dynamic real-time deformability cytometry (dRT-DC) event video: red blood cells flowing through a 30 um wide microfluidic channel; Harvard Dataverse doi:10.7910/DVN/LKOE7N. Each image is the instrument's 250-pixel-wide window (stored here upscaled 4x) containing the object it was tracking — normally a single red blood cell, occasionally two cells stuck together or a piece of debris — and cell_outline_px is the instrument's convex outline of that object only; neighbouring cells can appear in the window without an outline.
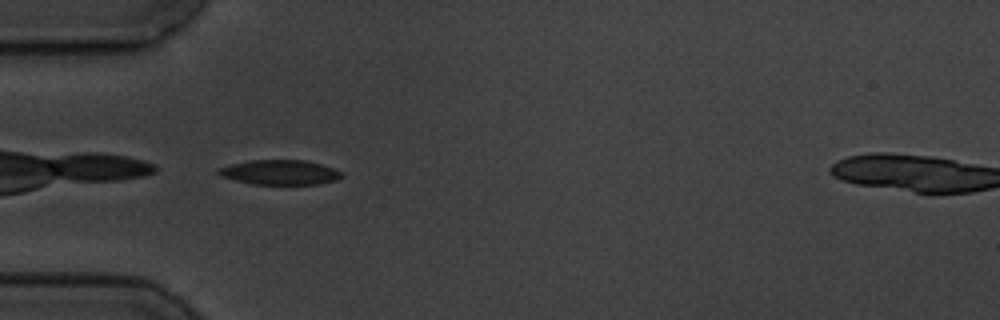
{"species": "common noctule bat (a hibernating species)", "species_latin": "Nyctalus noctula", "temperature_condition": "cold", "stored_images_in_passage": 3, "camera_frame_rate_fps": 3000, "um_per_image_px": 0.085, "animal": {"sex": "male", "body_mass_g": 19.5, "forearm_length_mm": 54.6}, "frame": {"image": 1, "passage_image": 2, "time_ms": 1.0, "image_size_px": [1000, 320], "cell_outline_px": [[344, 176], [336, 180], [316, 184], [252, 184], [220, 176], [216, 172], [216, 168], [248, 160], [304, 160], [336, 168], [344, 172]], "centroid_in_image_um": [23.8, 14.64], "position_along_channel_um": 61.2, "area_um2": 17.92}}
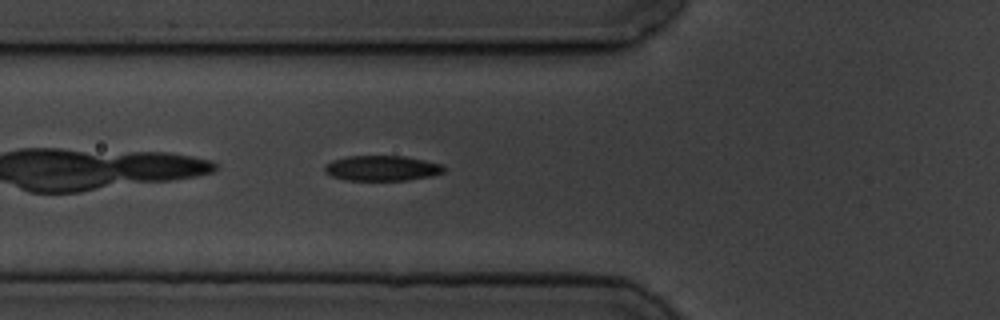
{"frame": {"image": 2, "passage_image": 3, "time_ms": 2.0, "image_size_px": [1000, 320], "cell_outline_px": [[444, 172], [432, 176], [408, 180], [344, 180], [332, 176], [324, 172], [324, 164], [332, 160], [348, 156], [404, 156], [444, 164]], "centroid_in_image_um": [32.46, 14.29], "position_along_channel_um": 93.3, "area_um2": 17.69}}